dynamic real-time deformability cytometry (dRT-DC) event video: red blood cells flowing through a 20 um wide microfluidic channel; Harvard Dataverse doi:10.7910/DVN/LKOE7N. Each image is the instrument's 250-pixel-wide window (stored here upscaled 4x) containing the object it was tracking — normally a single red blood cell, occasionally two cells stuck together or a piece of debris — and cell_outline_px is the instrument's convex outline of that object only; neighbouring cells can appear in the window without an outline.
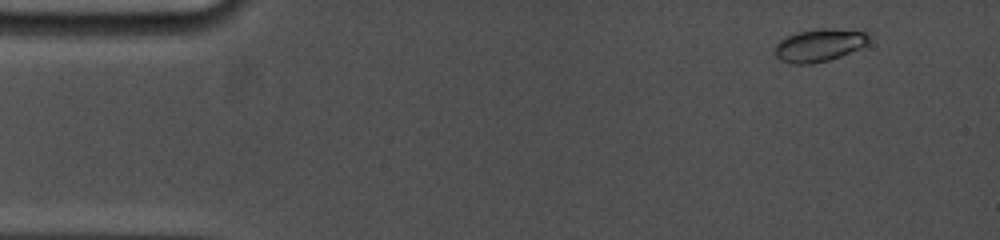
{"species": "common noctule bat (a hibernating species)", "species_latin": "Nyctalus noctula", "temperature_condition": "cold", "stored_images_in_passage": 15, "camera_frame_rate_fps": 5000, "um_per_image_px": 0.085, "animal": {"sex": "female", "body_mass_g": 19.0, "forearm_length_mm": 53.3}, "frame": {"image": 1, "passage_image": 2, "time_ms": 0.6, "image_size_px": [1000, 240], "cell_outline_px": [[872, 32], [868, 44], [860, 48], [840, 56], [828, 60], [812, 64], [792, 64], [780, 60], [776, 56], [776, 44], [780, 40], [788, 36], [800, 32], [820, 28], [868, 28]], "centroid_in_image_um": [69.79, 3.8], "position_along_channel_um": 15.2, "area_um2": 18.5}}
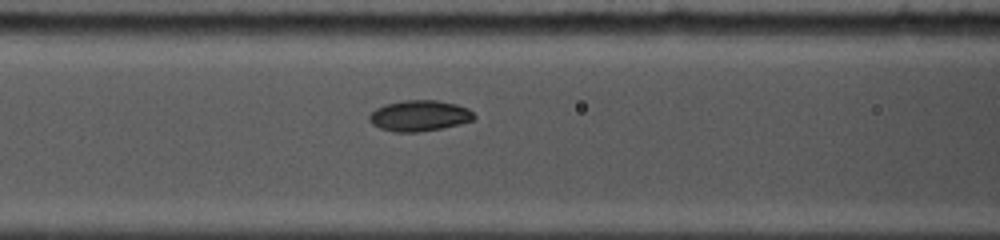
{"frame": {"image": 2, "passage_image": 11, "time_ms": 6.2, "image_size_px": [1000, 240], "cell_outline_px": [[476, 116], [472, 120], [460, 124], [440, 128], [416, 132], [392, 132], [380, 128], [372, 124], [368, 120], [368, 116], [376, 108], [384, 104], [404, 100], [436, 100], [456, 104], [468, 108]], "centroid_in_image_um": [35.62, 9.83], "position_along_channel_um": 131.0, "area_um2": 18.84}}
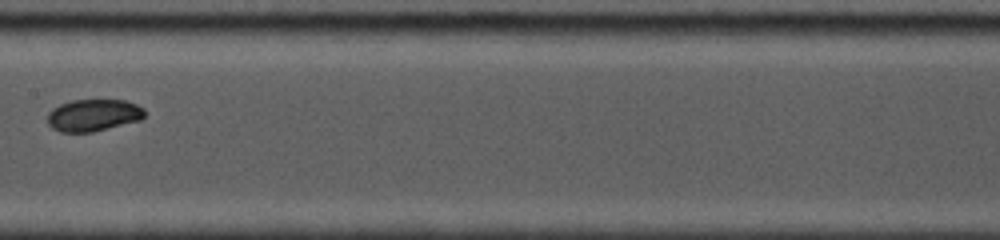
{"frame": {"image": 3, "passage_image": 14, "time_ms": 8.0, "image_size_px": [1000, 240], "cell_outline_px": [[144, 116], [140, 120], [92, 132], [60, 132], [52, 128], [48, 124], [48, 112], [52, 108], [60, 104], [72, 100], [124, 100], [136, 104], [144, 108]], "centroid_in_image_um": [7.91, 9.79], "position_along_channel_um": 199.5, "area_um2": 18.09}}